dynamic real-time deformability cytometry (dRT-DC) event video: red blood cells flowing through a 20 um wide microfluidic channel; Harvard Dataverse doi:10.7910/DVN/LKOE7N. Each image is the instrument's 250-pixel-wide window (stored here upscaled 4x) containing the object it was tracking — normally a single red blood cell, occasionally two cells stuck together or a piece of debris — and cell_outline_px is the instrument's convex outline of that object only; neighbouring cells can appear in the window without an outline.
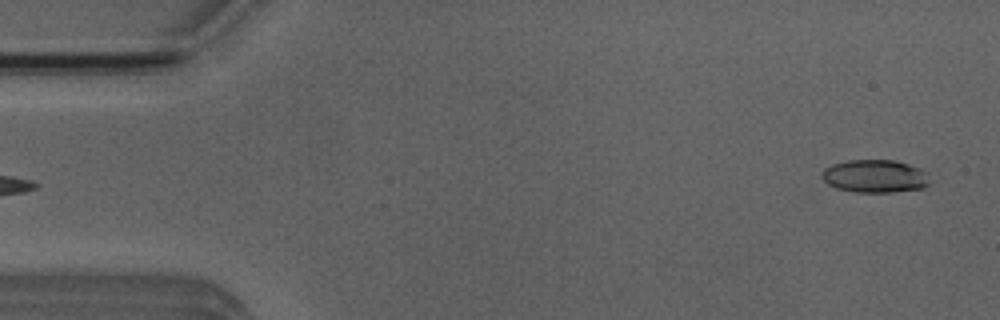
{"species": "Egyptian fruit bat (a non-hibernating species)", "species_latin": "Rousettus aegyptiacus", "temperature_condition": "room temperature", "stored_images_in_passage": 5, "segment_of_instrument_passage": [2, 2], "camera_frame_rate_fps": 3000, "um_per_image_px": 0.085, "animal": {"sex": "male"}, "frame": {"image": 1, "passage_image": 5, "time_ms": 5.333, "image_size_px": [1000, 320], "cell_outline_px": [[928, 184], [924, 188], [892, 192], [856, 192], [836, 188], [828, 184], [820, 176], [824, 168], [832, 164], [848, 160], [896, 160], [920, 168], [928, 172]], "centroid_in_image_um": [74.37, 14.97], "position_along_channel_um": 10.6, "area_um2": 20.81}}